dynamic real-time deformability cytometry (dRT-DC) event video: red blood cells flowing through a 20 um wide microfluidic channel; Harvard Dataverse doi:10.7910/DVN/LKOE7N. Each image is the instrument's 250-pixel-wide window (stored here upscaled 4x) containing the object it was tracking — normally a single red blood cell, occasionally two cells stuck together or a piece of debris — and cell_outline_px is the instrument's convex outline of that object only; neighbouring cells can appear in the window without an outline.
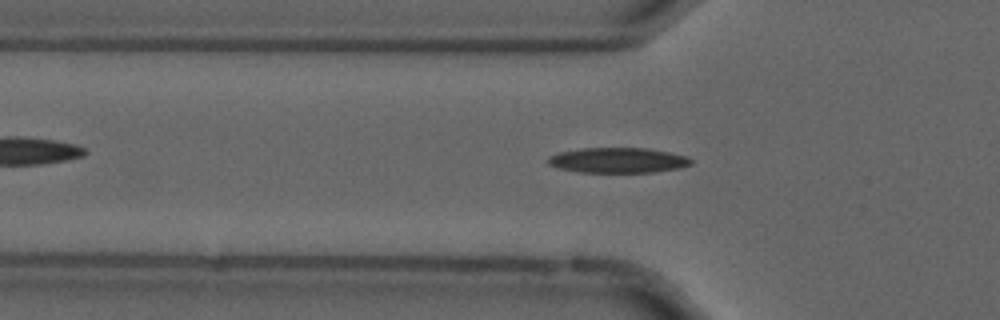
{"species": "common noctule bat (a hibernating species)", "species_latin": "Nyctalus noctula", "temperature_condition": "cold", "stored_images_in_passage": 54, "camera_frame_rate_fps": 3000, "um_per_image_px": 0.085, "animal": {"sex": "male", "forearm_length_mm": 52.5}, "frame": {"image": 1, "passage_image": 17, "time_ms": 5.333, "image_size_px": [1000, 320], "cell_outline_px": [[692, 164], [680, 168], [652, 172], [580, 172], [560, 168], [548, 164], [548, 156], [560, 152], [580, 148], [644, 148], [668, 152], [684, 156], [692, 160]], "centroid_in_image_um": [52.5, 13.62], "position_along_channel_um": 73.3, "area_um2": 20.81}}
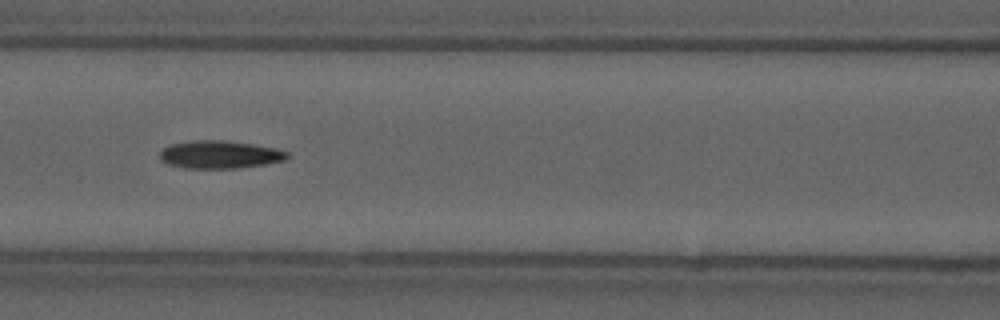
{"frame": {"image": 2, "passage_image": 23, "time_ms": 7.333, "image_size_px": [1000, 320], "cell_outline_px": [[288, 156], [284, 160], [264, 164], [236, 168], [184, 168], [168, 164], [160, 160], [160, 152], [164, 148], [172, 144], [192, 140], [224, 140], [252, 144], [276, 148], [288, 152]], "centroid_in_image_um": [18.66, 13.13], "position_along_channel_um": 147.9, "area_um2": 20.52}}
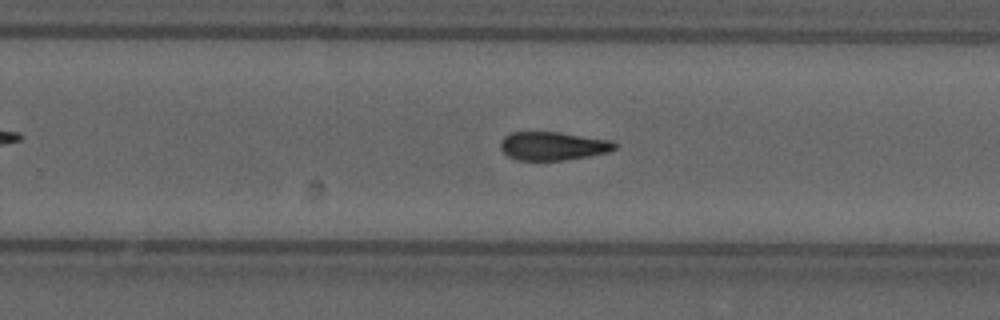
{"frame": {"image": 3, "passage_image": 34, "time_ms": 11.0, "image_size_px": [1000, 320], "cell_outline_px": [[616, 148], [608, 152], [588, 156], [564, 160], [516, 160], [508, 156], [500, 148], [500, 140], [504, 136], [512, 132], [560, 132], [612, 140], [616, 144]], "centroid_in_image_um": [46.99, 12.4], "position_along_channel_um": 282.8, "area_um2": 19.02}, "authors_computed_cell_mechanics": {"area_um2": 19.5942, "velocity_mm_per_s": 3.6944, "shape_relaxation_time_tau1_ms": 7.7929, "shape_relaxation_time_tau2_ms": 4.2404, "deformation_change_tau1": 0.192, "deformation_change_tau2": 0.1313}}